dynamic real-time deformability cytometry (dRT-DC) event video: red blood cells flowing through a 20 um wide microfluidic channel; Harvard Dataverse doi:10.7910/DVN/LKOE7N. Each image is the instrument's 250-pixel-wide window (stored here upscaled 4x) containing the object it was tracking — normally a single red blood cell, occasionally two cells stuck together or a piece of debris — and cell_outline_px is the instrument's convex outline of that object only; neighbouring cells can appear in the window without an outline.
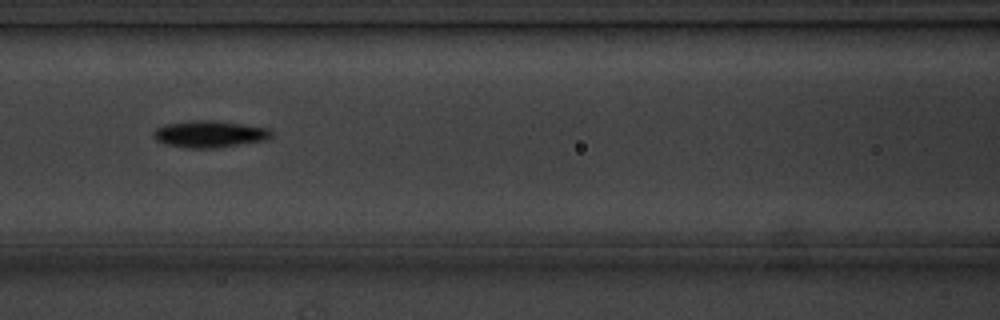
{"species": "common noctule bat (a hibernating species)", "species_latin": "Nyctalus noctula", "temperature_condition": "cold", "stored_images_in_passage": 13, "camera_frame_rate_fps": 3000, "um_per_image_px": 0.085, "animal": {"sex": "male", "body_mass_g": 20.1, "forearm_length_mm": 53.5}, "frame": {"image": 1, "passage_image": 6, "time_ms": 6.667, "image_size_px": [1000, 320], "cell_outline_px": [[272, 136], [268, 140], [216, 148], [184, 148], [164, 144], [156, 140], [152, 136], [152, 132], [156, 128], [164, 124], [188, 120], [216, 120], [268, 128], [272, 132]], "centroid_in_image_um": [17.78, 11.39], "position_along_channel_um": 148.8, "area_um2": 18.79}}